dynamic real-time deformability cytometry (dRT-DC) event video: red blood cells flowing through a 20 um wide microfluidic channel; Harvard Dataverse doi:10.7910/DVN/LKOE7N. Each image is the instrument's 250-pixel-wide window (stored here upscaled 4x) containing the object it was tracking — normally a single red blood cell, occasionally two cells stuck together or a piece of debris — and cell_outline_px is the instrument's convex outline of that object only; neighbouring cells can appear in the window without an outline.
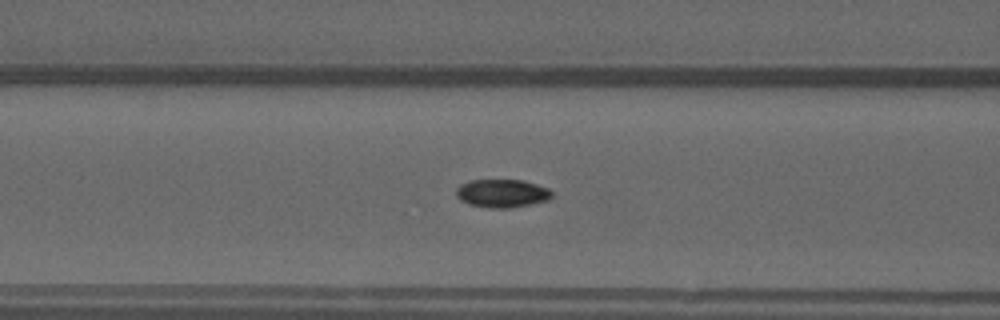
{"species": "common noctule bat (a hibernating species)", "species_latin": "Nyctalus noctula", "temperature_condition": "warm", "stored_images_in_passage": 51, "camera_frame_rate_fps": 3000, "um_per_image_px": 0.085, "animal": {"sex": "male", "forearm_length_mm": 52.5}, "frame": {"image": 1, "passage_image": 21, "time_ms": 6.667, "image_size_px": [1000, 320], "cell_outline_px": [[552, 196], [548, 200], [532, 204], [508, 208], [488, 208], [468, 204], [460, 200], [456, 196], [456, 188], [460, 184], [468, 180], [524, 180], [548, 188], [552, 192]], "centroid_in_image_um": [42.65, 16.43], "position_along_channel_um": 123.9, "area_um2": 15.9}}
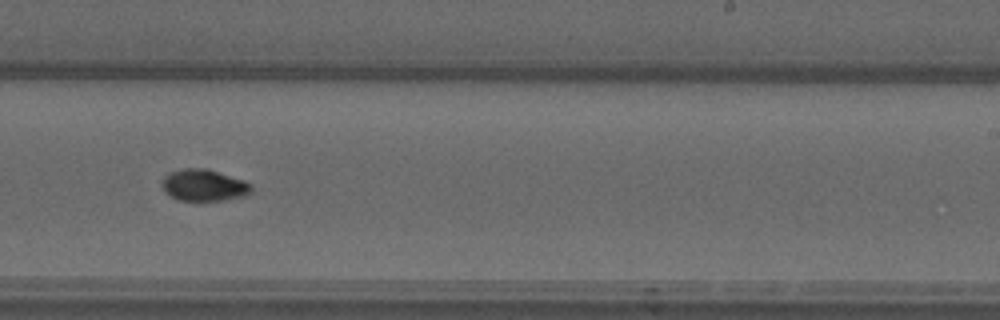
{"frame": {"image": 2, "passage_image": 32, "time_ms": 10.333, "image_size_px": [1000, 320], "cell_outline_px": [[252, 192], [244, 196], [224, 200], [176, 200], [164, 192], [160, 180], [164, 176], [172, 172], [184, 168], [204, 168], [244, 180], [252, 184]], "centroid_in_image_um": [17.31, 15.75], "position_along_channel_um": 271.7, "area_um2": 16.53}}
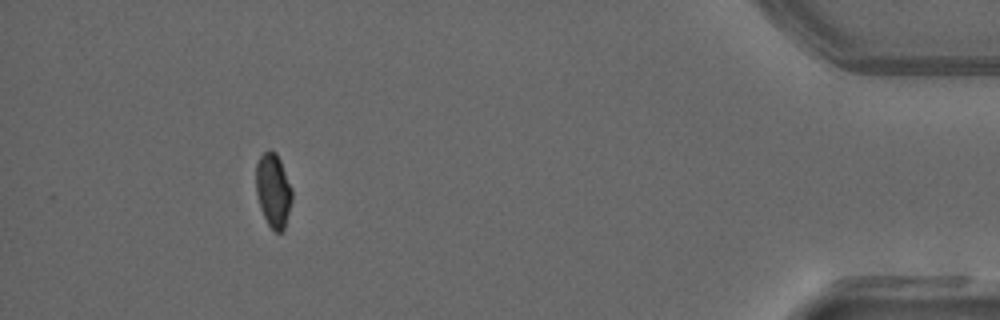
{"frame": {"image": 3, "passage_image": 47, "time_ms": 15.333, "image_size_px": [1000, 320], "cell_outline_px": [[292, 200], [284, 228], [280, 232], [276, 232], [268, 224], [260, 208], [256, 192], [256, 164], [260, 156], [268, 148], [276, 152], [280, 160], [292, 188]], "centroid_in_image_um": [23.22, 16.14], "position_along_channel_um": 412.0, "area_um2": 15.49}, "authors_computed_cell_mechanics": {"area_um2": 15.4904, "velocity_mm_per_s": 4.0404, "shape_relaxation_time_tau1_ms": null, "shape_relaxation_time_tau2_ms": 2.8613, "deformation_change_tau1": null, "deformation_change_tau2": 0.0358}}